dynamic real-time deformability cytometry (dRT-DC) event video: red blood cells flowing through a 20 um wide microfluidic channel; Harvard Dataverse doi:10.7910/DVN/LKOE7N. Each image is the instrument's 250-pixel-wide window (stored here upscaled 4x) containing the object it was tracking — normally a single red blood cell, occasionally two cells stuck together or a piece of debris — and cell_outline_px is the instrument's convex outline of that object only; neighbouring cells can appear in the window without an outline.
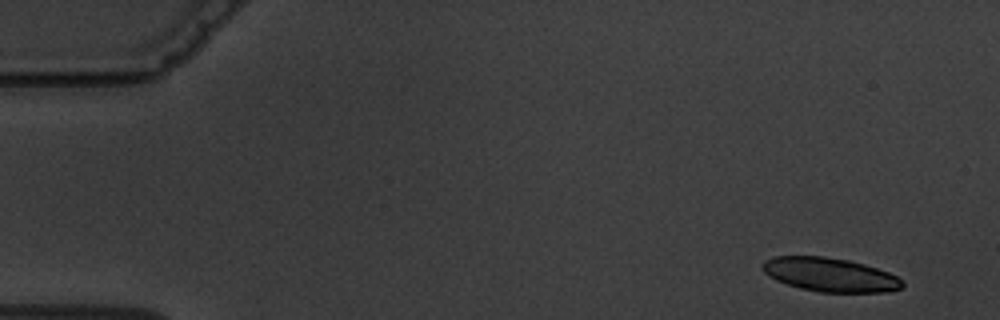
{"species": "common noctule bat (a hibernating species)", "species_latin": "Nyctalus noctula", "temperature_condition": "warm", "stored_images_in_passage": 4, "camera_frame_rate_fps": 3000, "um_per_image_px": 0.085, "animal": {"sex": "male", "body_mass_g": 19.5, "forearm_length_mm": 54.6}, "frame": {"image": 1, "passage_image": 1, "time_ms": 0.0, "image_size_px": [1000, 320], "cell_outline_px": [[904, 284], [900, 288], [884, 292], [820, 292], [800, 288], [776, 280], [764, 272], [760, 268], [760, 264], [764, 260], [776, 256], [824, 256], [848, 260], [864, 264], [888, 272], [896, 276]], "centroid_in_image_um": [70.5, 23.34], "position_along_channel_um": 14.5, "area_um2": 27.46}}